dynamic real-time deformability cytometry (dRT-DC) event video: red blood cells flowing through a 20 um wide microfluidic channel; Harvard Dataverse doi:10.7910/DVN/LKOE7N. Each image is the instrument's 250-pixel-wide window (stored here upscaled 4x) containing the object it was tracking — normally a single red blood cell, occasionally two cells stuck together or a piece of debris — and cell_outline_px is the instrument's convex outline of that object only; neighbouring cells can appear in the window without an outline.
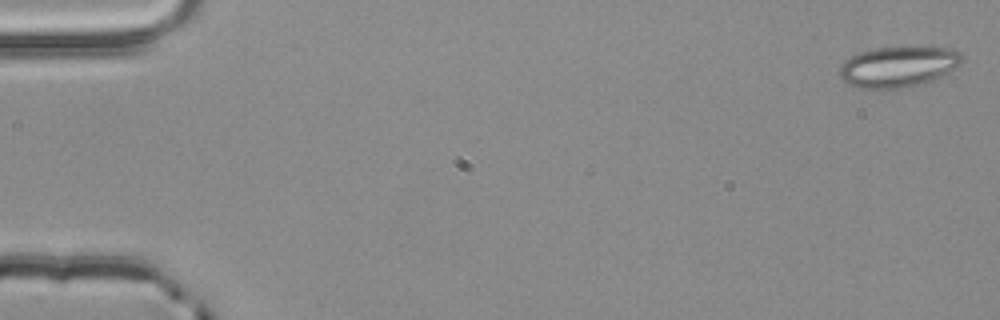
{"species": "common noctule bat (a hibernating species)", "species_latin": "Nyctalus noctula", "temperature_condition": "room temperature", "stored_images_in_passage": 55, "camera_frame_rate_fps": 3000, "um_per_image_px": 0.085, "animal": {"sex": "male", "body_mass_g": 20.4}, "frame": {"image": 1, "passage_image": 2, "time_ms": 0.333, "image_size_px": [1000, 320], "cell_outline_px": [[964, 60], [960, 68], [932, 80], [920, 84], [900, 88], [860, 88], [848, 84], [840, 76], [840, 64], [844, 60], [860, 52], [876, 48], [924, 44], [952, 48], [960, 52], [964, 56]], "centroid_in_image_um": [76.47, 5.61], "position_along_channel_um": 8.5, "area_um2": 30.11}}
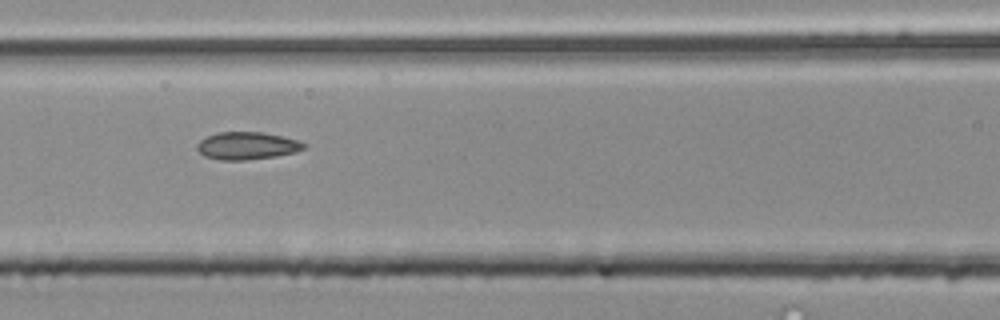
{"frame": {"image": 2, "passage_image": 25, "time_ms": 8.0, "image_size_px": [1000, 320], "cell_outline_px": [[308, 144], [304, 148], [296, 152], [276, 156], [244, 160], [220, 160], [204, 156], [196, 148], [196, 144], [200, 140], [216, 132], [260, 132], [284, 136], [300, 140]], "centroid_in_image_um": [21.02, 12.38], "position_along_channel_um": 145.6, "area_um2": 17.28}}
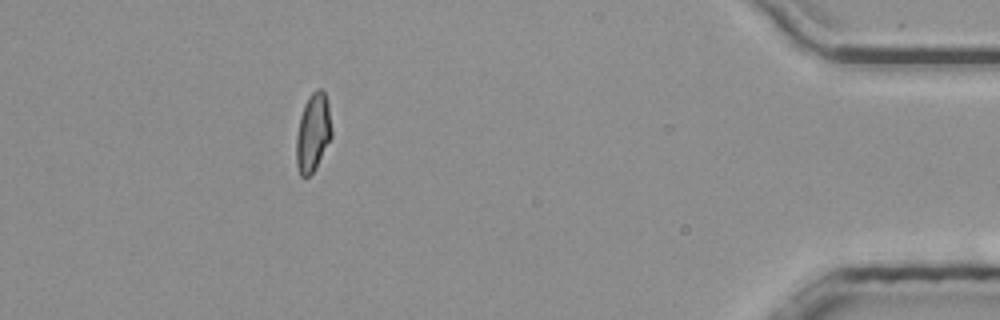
{"frame": {"image": 3, "passage_image": 50, "time_ms": 16.333, "image_size_px": [1000, 320], "cell_outline_px": [[332, 136], [316, 168], [308, 176], [300, 176], [296, 164], [296, 136], [300, 116], [304, 104], [308, 96], [316, 88], [320, 88], [324, 92], [328, 104], [332, 132]], "centroid_in_image_um": [26.59, 11.26], "position_along_channel_um": 408.6, "area_um2": 16.18}, "authors_computed_cell_mechanics": {"area_um2": 16.9354, "velocity_mm_per_s": 3.8466, "shape_relaxation_time_tau1_ms": null, "shape_relaxation_time_tau2_ms": 1.4577, "deformation_change_tau1": null, "deformation_change_tau2": 0.0751}}